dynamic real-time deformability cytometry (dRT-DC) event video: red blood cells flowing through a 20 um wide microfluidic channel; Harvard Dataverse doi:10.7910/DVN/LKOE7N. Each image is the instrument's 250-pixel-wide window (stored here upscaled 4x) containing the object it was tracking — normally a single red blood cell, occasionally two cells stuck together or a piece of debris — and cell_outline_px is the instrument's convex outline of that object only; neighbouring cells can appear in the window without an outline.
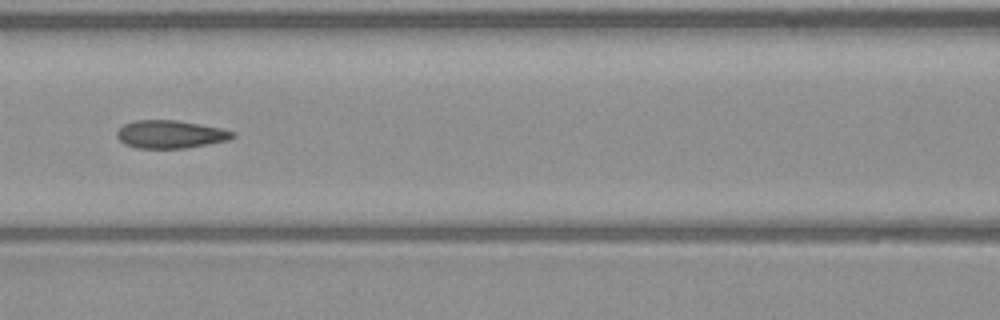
{"species": "common noctule bat (a hibernating species)", "species_latin": "Nyctalus noctula", "temperature_condition": "warm", "stored_images_in_passage": 52, "camera_frame_rate_fps": 3000, "um_per_image_px": 0.085, "animal": {"sex": "male", "body_mass_g": 23.1, "forearm_length_mm": 52.7}, "frame": {"image": 1, "passage_image": 23, "time_ms": 7.333, "image_size_px": [1000, 320], "cell_outline_px": [[236, 136], [228, 140], [188, 148], [136, 148], [124, 144], [116, 136], [116, 132], [124, 124], [136, 120], [176, 120], [200, 124], [220, 128], [236, 132]], "centroid_in_image_um": [14.49, 11.42], "position_along_channel_um": 152.1, "area_um2": 18.9}}
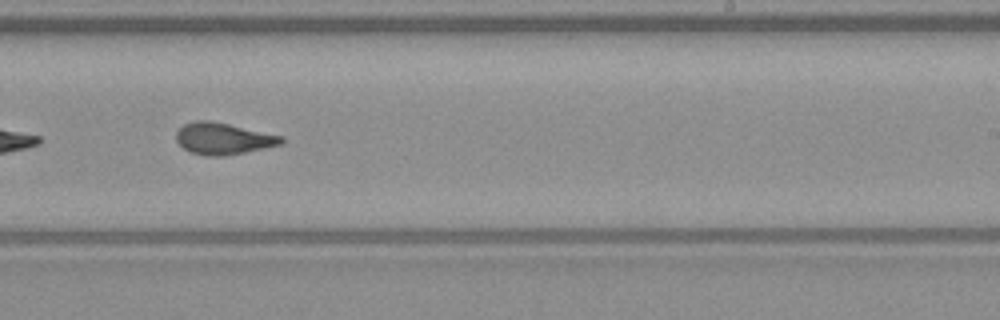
{"frame": {"image": 2, "passage_image": 32, "time_ms": 10.333, "image_size_px": [1000, 320], "cell_outline_px": [[284, 140], [280, 144], [264, 148], [224, 156], [208, 156], [192, 152], [184, 148], [176, 140], [176, 132], [184, 124], [196, 120], [208, 120], [228, 124], [284, 136]], "centroid_in_image_um": [18.97, 11.77], "position_along_channel_um": 270.0, "area_um2": 19.13}}
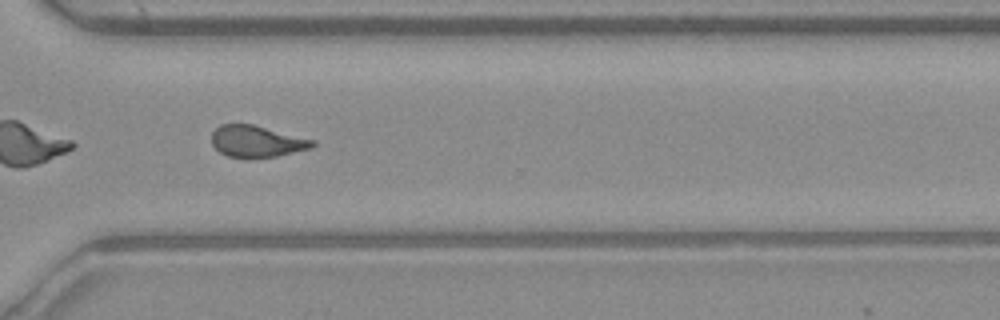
{"frame": {"image": 3, "passage_image": 38, "time_ms": 12.333, "image_size_px": [1000, 320], "cell_outline_px": [[316, 144], [312, 148], [276, 156], [228, 156], [220, 152], [212, 144], [212, 132], [220, 124], [252, 124], [316, 140]], "centroid_in_image_um": [21.85, 11.99], "position_along_channel_um": 348.8, "area_um2": 18.21}, "authors_computed_cell_mechanics": {"area_um2": 19.5075, "velocity_mm_per_s": 3.9425, "shape_relaxation_time_tau1_ms": 6.4541, "shape_relaxation_time_tau2_ms": 1.3563, "deformation_change_tau1": 0.1843, "deformation_change_tau2": 0.1013}}